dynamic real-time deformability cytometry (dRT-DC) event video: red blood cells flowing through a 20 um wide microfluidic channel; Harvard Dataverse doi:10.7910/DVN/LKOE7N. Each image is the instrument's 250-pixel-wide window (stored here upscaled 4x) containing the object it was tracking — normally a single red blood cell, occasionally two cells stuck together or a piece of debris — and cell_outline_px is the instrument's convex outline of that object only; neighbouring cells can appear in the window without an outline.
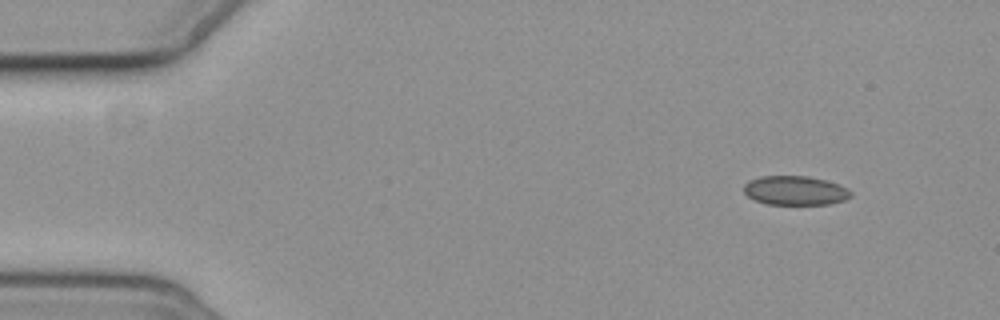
{"species": "common noctule bat (a hibernating species)", "species_latin": "Nyctalus noctula", "temperature_condition": "cold", "stored_images_in_passage": 4, "camera_frame_rate_fps": 3000, "um_per_image_px": 0.085, "animal": {"sex": "female", "body_mass_g": 19.3, "forearm_length_mm": 54.1}, "frame": {"image": 1, "passage_image": 1, "time_ms": 0.0, "image_size_px": [1000, 320], "cell_outline_px": [[852, 196], [844, 200], [828, 204], [768, 204], [756, 200], [748, 196], [744, 192], [744, 184], [748, 180], [760, 176], [808, 176], [828, 180], [840, 184], [848, 188], [852, 192]], "centroid_in_image_um": [67.62, 16.18], "position_along_channel_um": 17.4, "area_um2": 18.32}}